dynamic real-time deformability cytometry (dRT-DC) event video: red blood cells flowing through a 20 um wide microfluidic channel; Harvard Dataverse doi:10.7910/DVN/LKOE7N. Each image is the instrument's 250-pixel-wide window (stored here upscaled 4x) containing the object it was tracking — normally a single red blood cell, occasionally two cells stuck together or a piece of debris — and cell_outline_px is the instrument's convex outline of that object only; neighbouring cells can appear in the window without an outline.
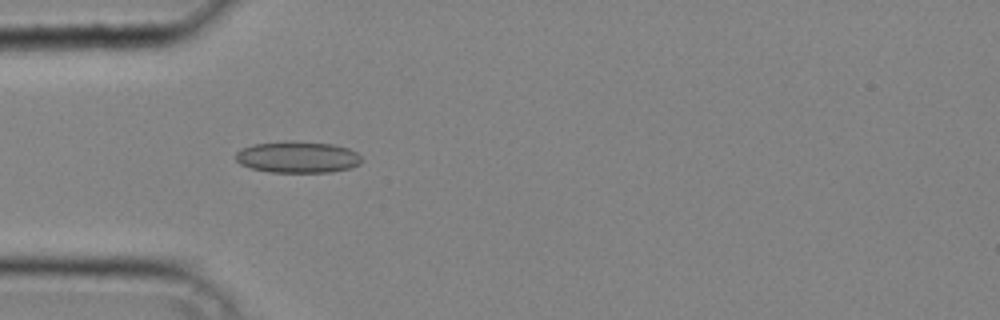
{"species": "common noctule bat (a hibernating species)", "species_latin": "Nyctalus noctula", "temperature_condition": "cold", "stored_images_in_passage": 37, "camera_frame_rate_fps": 3000, "um_per_image_px": 0.085, "animal": {"sex": "male", "body_mass_g": 20.4}, "frame": {"image": 1, "passage_image": 9, "time_ms": 2.667, "image_size_px": [1000, 320], "cell_outline_px": [[360, 164], [348, 168], [332, 172], [268, 172], [252, 168], [240, 164], [236, 160], [236, 152], [240, 148], [256, 144], [288, 140], [292, 140], [332, 144], [348, 148], [356, 152], [360, 156]], "centroid_in_image_um": [25.27, 13.34], "position_along_channel_um": 59.7, "area_um2": 23.18}}
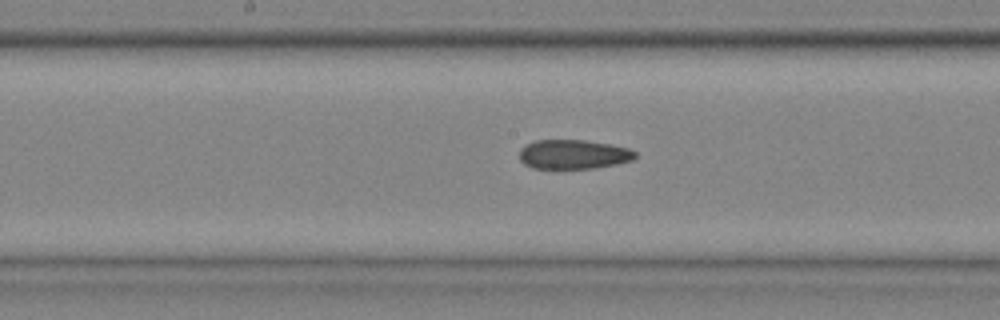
{"frame": {"image": 2, "passage_image": 18, "time_ms": 5.667, "image_size_px": [1000, 320], "cell_outline_px": [[636, 156], [632, 160], [616, 164], [592, 168], [532, 168], [524, 164], [520, 160], [520, 148], [536, 140], [584, 140], [608, 144], [628, 148], [636, 152]], "centroid_in_image_um": [48.72, 13.12], "position_along_channel_um": 199.5, "area_um2": 19.59}}
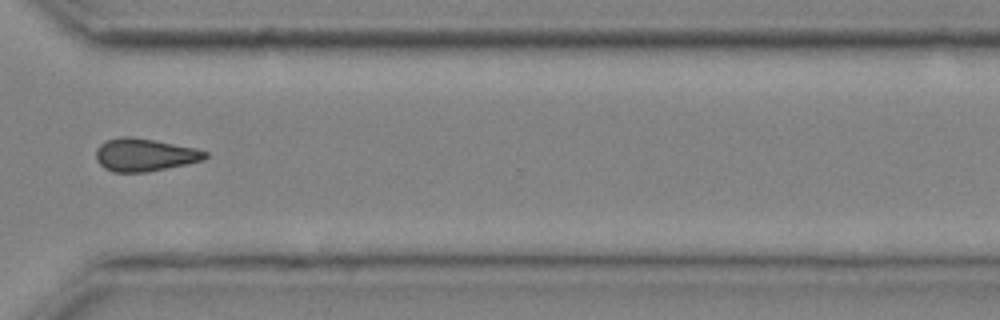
{"frame": {"image": 3, "passage_image": 28, "time_ms": 9.0, "image_size_px": [1000, 320], "cell_outline_px": [[208, 156], [204, 160], [188, 164], [148, 172], [112, 172], [104, 168], [96, 160], [96, 148], [100, 144], [108, 140], [120, 136], [132, 136], [196, 148], [208, 152]], "centroid_in_image_um": [12.3, 13.17], "position_along_channel_um": 358.3, "area_um2": 21.04}}